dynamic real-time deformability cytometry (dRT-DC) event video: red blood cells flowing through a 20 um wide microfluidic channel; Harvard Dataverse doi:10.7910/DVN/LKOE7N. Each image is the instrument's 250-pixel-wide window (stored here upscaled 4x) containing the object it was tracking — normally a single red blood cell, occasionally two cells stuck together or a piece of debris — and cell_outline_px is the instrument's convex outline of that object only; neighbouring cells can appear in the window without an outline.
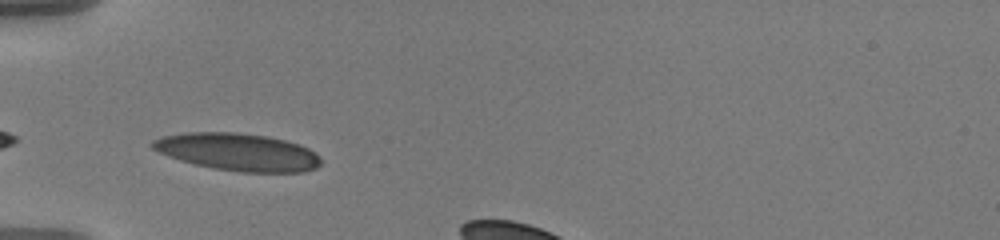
{"species": "human", "species_latin": "Homo sapiens", "temperature_condition": "warm", "stored_images_in_passage": 34, "camera_frame_rate_fps": 3000, "um_per_image_px": 0.085, "donor": {"sex": "male"}, "frame": {"image": 1, "passage_image": 1, "time_ms": 0.0, "image_size_px": [1000, 240], "cell_outline_px": [[320, 164], [316, 168], [304, 172], [240, 172], [216, 168], [196, 164], [180, 160], [168, 156], [152, 148], [148, 144], [152, 140], [164, 136], [188, 132], [232, 132], [264, 136], [284, 140], [300, 144], [316, 152], [320, 160]], "centroid_in_image_um": [20.22, 12.92], "position_along_channel_um": 64.8, "area_um2": 36.53}}
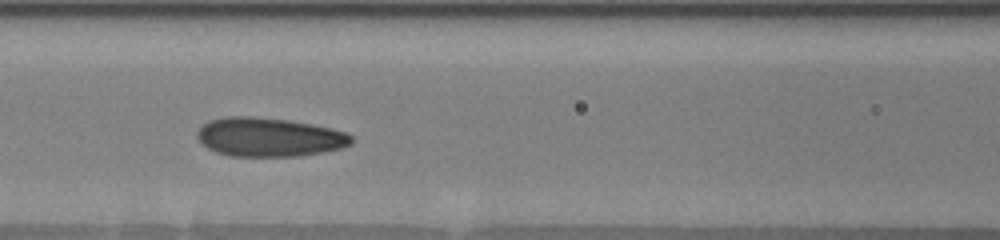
{"frame": {"image": 2, "passage_image": 8, "time_ms": 2.333, "image_size_px": [1000, 240], "cell_outline_px": [[356, 140], [352, 144], [340, 148], [324, 152], [300, 156], [228, 156], [216, 152], [208, 148], [196, 136], [196, 132], [208, 120], [224, 116], [252, 116], [288, 120], [312, 124], [332, 128], [344, 132], [352, 136]], "centroid_in_image_um": [22.89, 11.65], "position_along_channel_um": 143.7, "area_um2": 35.2}}
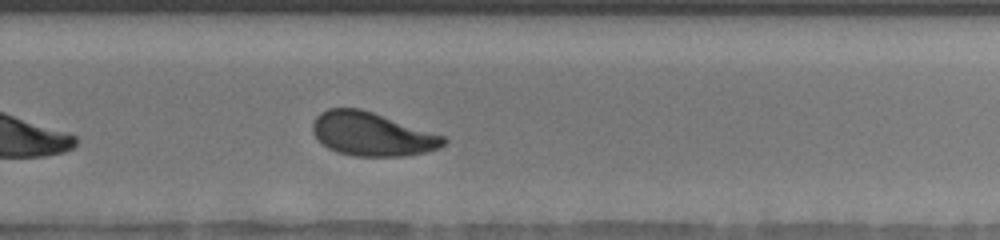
{"frame": {"image": 3, "passage_image": 21, "time_ms": 6.667, "image_size_px": [1000, 240], "cell_outline_px": [[448, 140], [440, 148], [424, 152], [404, 156], [352, 156], [336, 152], [328, 148], [312, 132], [312, 124], [316, 116], [320, 112], [328, 108], [360, 108], [444, 136]], "centroid_in_image_um": [31.59, 11.4], "position_along_channel_um": 298.2, "area_um2": 33.06}}